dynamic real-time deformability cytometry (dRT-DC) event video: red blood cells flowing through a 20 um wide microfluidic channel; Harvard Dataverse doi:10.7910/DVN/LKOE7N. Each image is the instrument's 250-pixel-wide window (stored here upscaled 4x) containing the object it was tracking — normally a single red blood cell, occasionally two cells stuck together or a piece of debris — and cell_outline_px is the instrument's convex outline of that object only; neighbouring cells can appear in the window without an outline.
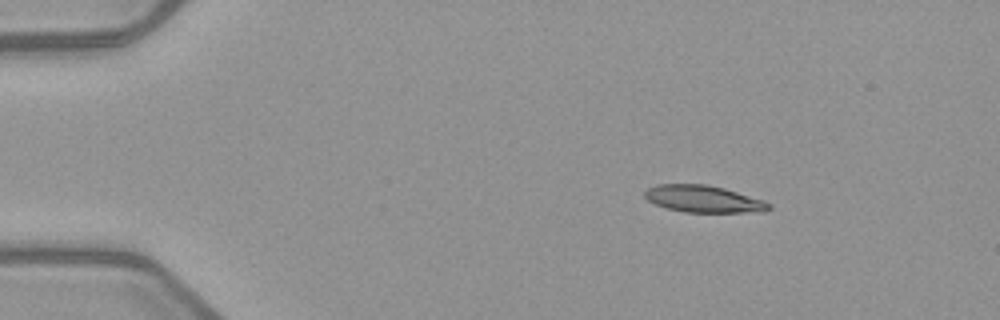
{"species": "common noctule bat (a hibernating species)", "species_latin": "Nyctalus noctula", "temperature_condition": "warm", "stored_images_in_passage": 3, "camera_frame_rate_fps": 3000, "um_per_image_px": 0.085, "animal": {"sex": "female", "body_mass_g": 21.9}, "frame": {"image": 1, "passage_image": 1, "time_ms": 0.0, "image_size_px": [1000, 320], "cell_outline_px": [[772, 208], [764, 212], [684, 212], [668, 208], [656, 204], [648, 200], [644, 196], [644, 192], [648, 188], [656, 184], [708, 184], [724, 188], [764, 200], [772, 204]], "centroid_in_image_um": [59.83, 16.91], "position_along_channel_um": 25.2, "area_um2": 19.59}}